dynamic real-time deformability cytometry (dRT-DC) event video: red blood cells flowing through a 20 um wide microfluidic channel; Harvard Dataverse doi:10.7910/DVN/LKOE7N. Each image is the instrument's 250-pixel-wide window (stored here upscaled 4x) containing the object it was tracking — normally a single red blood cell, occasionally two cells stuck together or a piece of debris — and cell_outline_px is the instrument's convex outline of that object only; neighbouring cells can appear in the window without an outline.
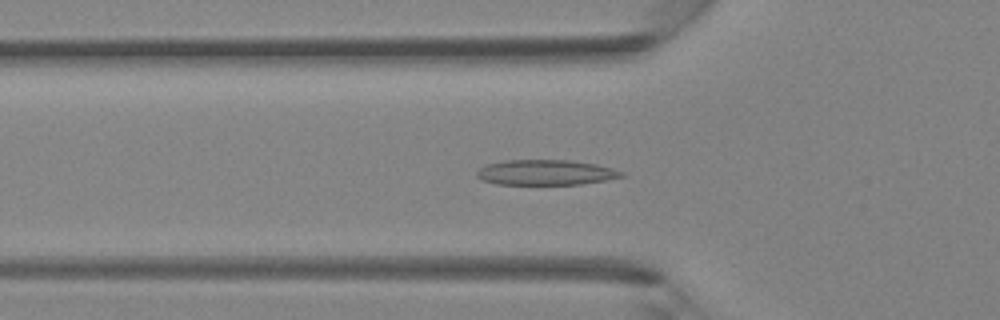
{"species": "Egyptian fruit bat (a non-hibernating species)", "species_latin": "Rousettus aegyptiacus", "temperature_condition": "room temperature", "stored_images_in_passage": 42, "camera_frame_rate_fps": 3000, "um_per_image_px": 0.085, "animal": {"sex": "female"}, "frame": {"image": 1, "passage_image": 14, "time_ms": 4.333, "image_size_px": [1000, 320], "cell_outline_px": [[624, 176], [604, 180], [580, 184], [496, 184], [480, 180], [476, 176], [476, 172], [480, 168], [488, 164], [504, 160], [572, 160], [596, 164], [612, 168], [624, 172]], "centroid_in_image_um": [46.36, 14.65], "position_along_channel_um": 79.4, "area_um2": 21.27}}
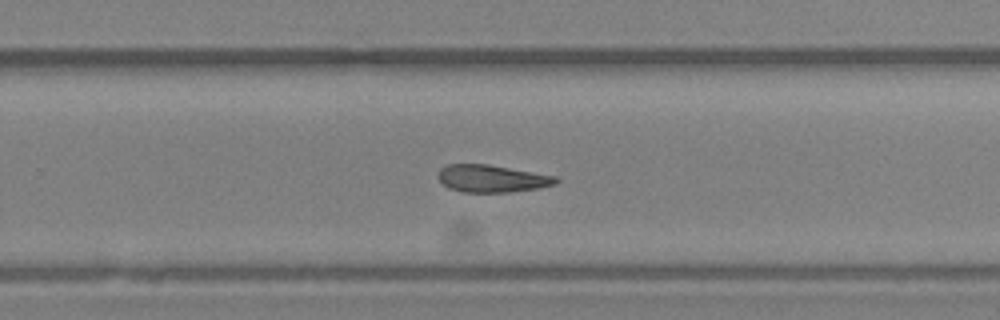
{"frame": {"image": 2, "passage_image": 27, "time_ms": 8.667, "image_size_px": [1000, 320], "cell_outline_px": [[560, 180], [556, 184], [536, 188], [508, 192], [464, 192], [448, 188], [436, 176], [440, 168], [448, 164], [488, 164], [556, 176]], "centroid_in_image_um": [41.79, 15.17], "position_along_channel_um": 288.0, "area_um2": 18.73}}
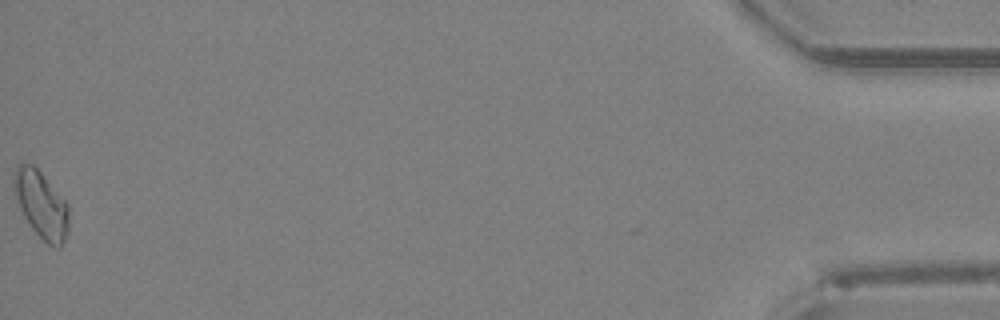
{"frame": {"image": 3, "passage_image": 42, "time_ms": 13.667, "image_size_px": [1000, 320], "cell_outline_px": [[68, 232], [60, 248], [56, 248], [48, 244], [32, 228], [24, 216], [16, 200], [12, 184], [12, 172], [20, 164], [32, 164], [40, 172], [68, 204]], "centroid_in_image_um": [3.48, 17.39], "position_along_channel_um": 431.7, "area_um2": 21.27}}